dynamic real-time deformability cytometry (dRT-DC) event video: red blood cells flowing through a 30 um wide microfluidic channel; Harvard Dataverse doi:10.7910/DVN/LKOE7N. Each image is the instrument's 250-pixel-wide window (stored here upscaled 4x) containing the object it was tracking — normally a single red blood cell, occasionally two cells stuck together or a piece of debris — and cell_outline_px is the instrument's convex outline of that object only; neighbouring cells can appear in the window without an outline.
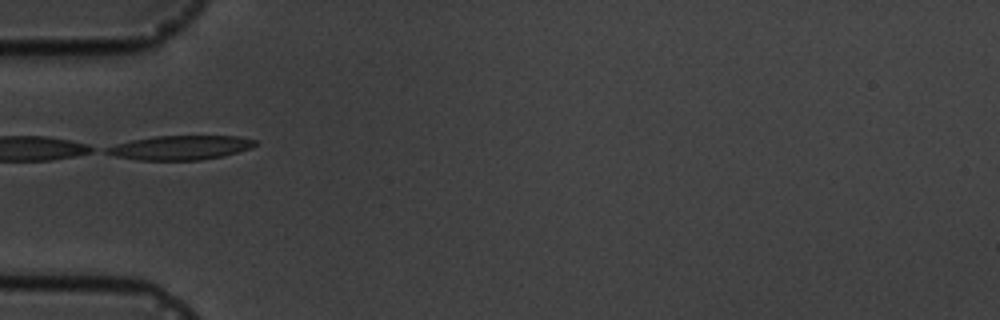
{"species": "common noctule bat (a hibernating species)", "species_latin": "Nyctalus noctula", "temperature_condition": "cold", "stored_images_in_passage": 9, "camera_frame_rate_fps": 3000, "um_per_image_px": 0.085, "animal": {"sex": "male", "body_mass_g": 19.5, "forearm_length_mm": 54.6}, "frame": {"image": 1, "passage_image": 6, "time_ms": 5.667, "image_size_px": [1000, 320], "cell_outline_px": [[256, 144], [252, 148], [224, 156], [200, 160], [140, 160], [116, 156], [104, 152], [104, 148], [116, 144], [132, 140], [156, 136], [240, 136], [256, 140]], "centroid_in_image_um": [15.36, 12.55], "position_along_channel_um": 69.6, "area_um2": 20.98}}
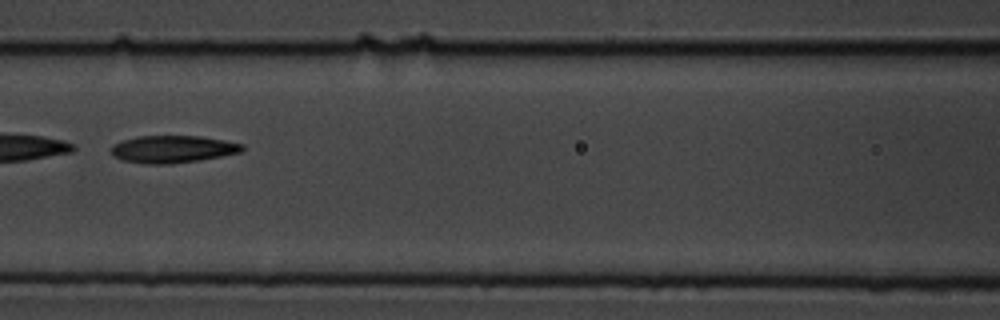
{"frame": {"image": 2, "passage_image": 8, "time_ms": 8.0, "image_size_px": [1000, 320], "cell_outline_px": [[244, 148], [240, 152], [200, 160], [168, 164], [144, 164], [120, 160], [112, 156], [112, 144], [120, 140], [136, 136], [200, 136], [224, 140], [244, 144]], "centroid_in_image_um": [14.62, 12.67], "position_along_channel_um": 152.0, "area_um2": 21.04}}
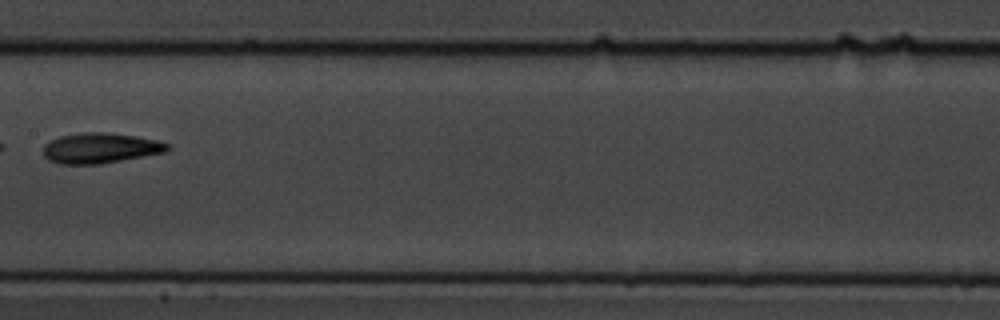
{"frame": {"image": 3, "passage_image": 9, "time_ms": 9.333, "image_size_px": [1000, 320], "cell_outline_px": [[172, 148], [164, 152], [144, 156], [100, 164], [60, 164], [48, 160], [44, 156], [44, 144], [60, 136], [84, 132], [104, 132], [136, 136], [156, 140], [168, 144]], "centroid_in_image_um": [8.52, 12.59], "position_along_channel_um": 198.9, "area_um2": 21.85}}